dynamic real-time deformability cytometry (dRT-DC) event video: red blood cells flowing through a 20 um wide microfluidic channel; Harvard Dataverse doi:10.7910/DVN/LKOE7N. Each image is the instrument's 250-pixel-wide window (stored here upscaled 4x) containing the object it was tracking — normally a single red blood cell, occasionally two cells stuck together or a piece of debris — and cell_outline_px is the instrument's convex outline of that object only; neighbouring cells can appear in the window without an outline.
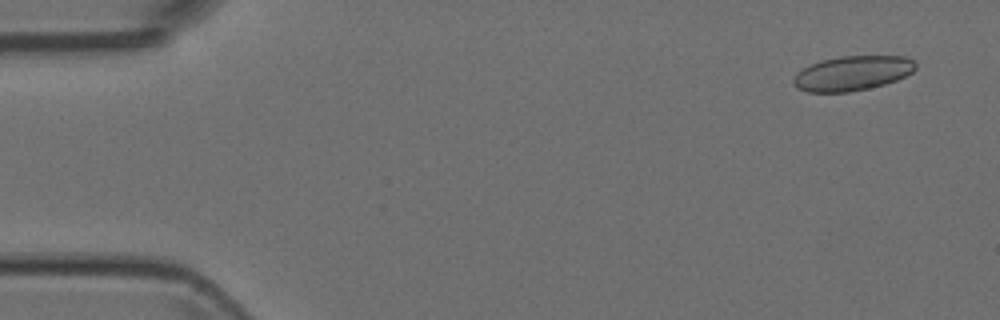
{"species": "Egyptian fruit bat (a non-hibernating species)", "species_latin": "Rousettus aegyptiacus", "temperature_condition": "room temperature", "stored_images_in_passage": 4, "camera_frame_rate_fps": 3000, "um_per_image_px": 0.085, "animal": {"sex": "female"}, "frame": {"image": 1, "passage_image": 1, "time_ms": 0.0, "image_size_px": [1000, 320], "cell_outline_px": [[916, 68], [912, 72], [896, 80], [884, 84], [868, 88], [848, 92], [808, 92], [796, 88], [792, 84], [792, 80], [796, 72], [820, 60], [840, 56], [904, 56], [912, 60], [916, 64]], "centroid_in_image_um": [72.41, 6.22], "position_along_channel_um": 12.6, "area_um2": 24.68}}
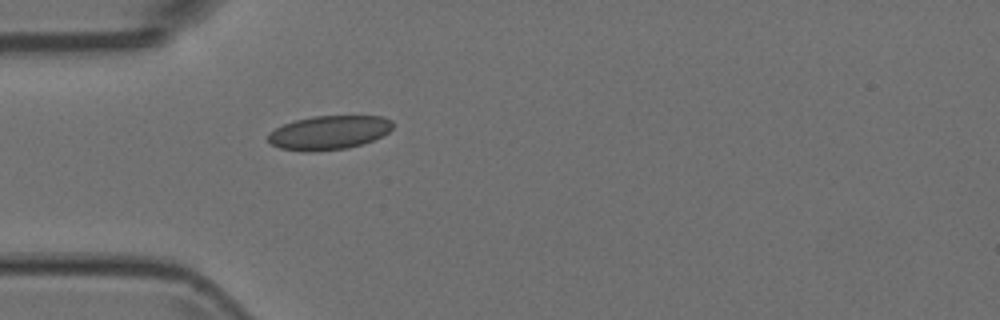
{"frame": {"image": 2, "passage_image": 4, "time_ms": 1.0, "image_size_px": [1000, 320], "cell_outline_px": [[392, 128], [388, 132], [372, 140], [348, 148], [312, 152], [304, 152], [280, 148], [272, 144], [268, 140], [268, 132], [284, 124], [296, 120], [312, 116], [384, 116], [392, 120]], "centroid_in_image_um": [27.94, 11.27], "position_along_channel_um": 57.1, "area_um2": 24.62}}